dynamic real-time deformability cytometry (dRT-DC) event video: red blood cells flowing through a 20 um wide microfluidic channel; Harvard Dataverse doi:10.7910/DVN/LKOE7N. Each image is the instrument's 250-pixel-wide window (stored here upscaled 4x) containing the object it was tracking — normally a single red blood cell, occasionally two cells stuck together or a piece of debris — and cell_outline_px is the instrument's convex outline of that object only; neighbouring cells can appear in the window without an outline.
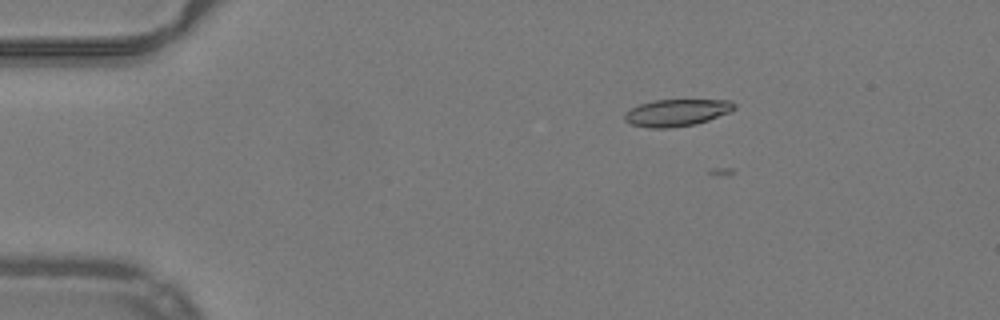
{"species": "common noctule bat (a hibernating species)", "species_latin": "Nyctalus noctula", "temperature_condition": "warm", "stored_images_in_passage": 7, "camera_frame_rate_fps": 3000, "um_per_image_px": 0.085, "animal": {"sex": "male", "body_mass_g": 19.2, "forearm_length_mm": 51.8}, "frame": {"image": 1, "passage_image": 2, "time_ms": 0.333, "image_size_px": [1000, 320], "cell_outline_px": [[736, 108], [728, 112], [708, 120], [696, 124], [668, 128], [648, 128], [632, 124], [624, 120], [624, 112], [640, 104], [656, 100], [732, 100], [736, 104]], "centroid_in_image_um": [57.51, 9.57], "position_along_channel_um": 27.5, "area_um2": 17.17}}